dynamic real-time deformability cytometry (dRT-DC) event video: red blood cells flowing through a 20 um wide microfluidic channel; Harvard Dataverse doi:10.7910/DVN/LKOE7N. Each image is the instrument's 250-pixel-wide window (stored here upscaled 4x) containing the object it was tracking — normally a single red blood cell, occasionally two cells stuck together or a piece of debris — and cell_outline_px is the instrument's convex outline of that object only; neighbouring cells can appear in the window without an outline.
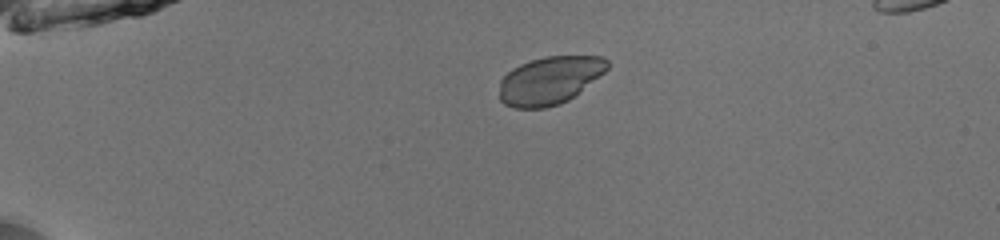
{"species": "common noctule bat (a hibernating species)", "species_latin": "Nyctalus noctula", "temperature_condition": "room temperature", "stored_images_in_passage": 40, "camera_frame_rate_fps": 3000, "um_per_image_px": 0.085, "animal": {"sex": "male", "body_mass_g": 13.0, "forearm_length_mm": 53.1}, "frame": {"image": 1, "passage_image": 1, "time_ms": 0.0, "image_size_px": [1000, 240], "cell_outline_px": [[608, 68], [604, 72], [568, 100], [560, 104], [544, 108], [516, 108], [504, 104], [500, 100], [500, 80], [512, 68], [520, 64], [544, 56], [604, 56], [608, 60]], "centroid_in_image_um": [46.7, 6.82], "position_along_channel_um": 38.3, "area_um2": 29.94}}